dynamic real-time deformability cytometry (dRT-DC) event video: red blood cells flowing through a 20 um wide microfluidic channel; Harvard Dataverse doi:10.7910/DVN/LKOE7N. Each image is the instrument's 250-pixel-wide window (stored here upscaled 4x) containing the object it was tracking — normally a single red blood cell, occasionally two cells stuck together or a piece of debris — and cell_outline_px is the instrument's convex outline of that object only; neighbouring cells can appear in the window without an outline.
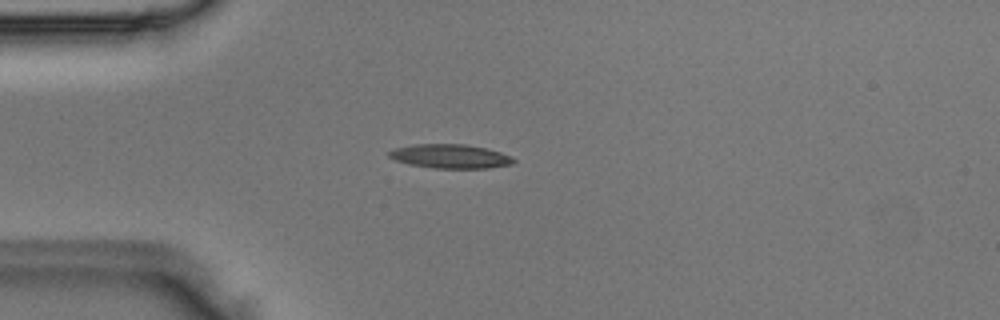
{"species": "Egyptian fruit bat (a non-hibernating species)", "species_latin": "Rousettus aegyptiacus", "temperature_condition": "room temperature", "stored_images_in_passage": 1, "camera_frame_rate_fps": 3000, "um_per_image_px": 0.085, "animal": {"sex": "male"}, "frame": {"image": 1, "passage_image": 1, "time_ms": 0.0, "image_size_px": [1000, 320], "cell_outline_px": [[516, 160], [512, 164], [488, 168], [432, 168], [408, 164], [396, 160], [388, 156], [388, 152], [396, 148], [416, 144], [468, 144], [500, 152], [512, 156]], "centroid_in_image_um": [38.29, 13.29], "position_along_channel_um": 46.7, "area_um2": 17.4}}